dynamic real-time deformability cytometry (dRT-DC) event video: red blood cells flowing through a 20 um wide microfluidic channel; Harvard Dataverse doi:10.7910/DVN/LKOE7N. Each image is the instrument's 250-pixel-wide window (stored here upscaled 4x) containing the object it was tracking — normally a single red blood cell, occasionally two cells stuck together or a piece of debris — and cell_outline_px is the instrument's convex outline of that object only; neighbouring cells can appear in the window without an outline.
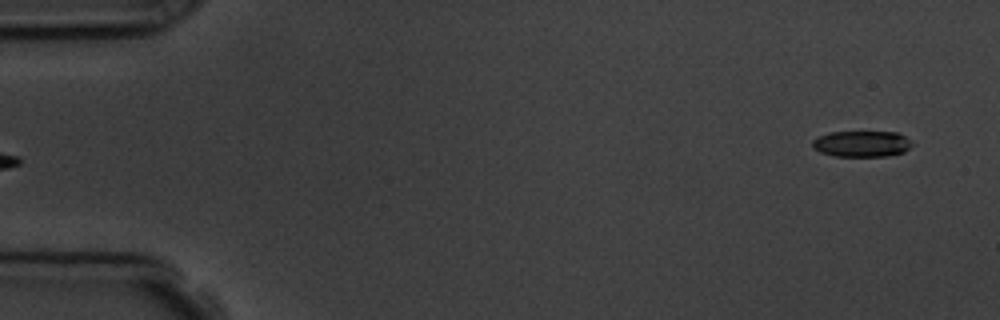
{"species": "common noctule bat (a hibernating species)", "species_latin": "Nyctalus noctula", "temperature_condition": "room temperature", "stored_images_in_passage": 6, "segment_of_instrument_passage": [2, 2], "camera_frame_rate_fps": 3000, "um_per_image_px": 0.085, "animal": {"sex": "male", "body_mass_g": 19.5, "forearm_length_mm": 54.6}, "frame": {"image": 1, "passage_image": 6, "time_ms": 6.0, "image_size_px": [1000, 320], "cell_outline_px": [[912, 144], [904, 152], [888, 156], [836, 156], [820, 152], [812, 148], [812, 140], [816, 136], [828, 132], [896, 132], [904, 136]], "centroid_in_image_um": [73.18, 12.22], "position_along_channel_um": 11.8, "area_um2": 15.14}}